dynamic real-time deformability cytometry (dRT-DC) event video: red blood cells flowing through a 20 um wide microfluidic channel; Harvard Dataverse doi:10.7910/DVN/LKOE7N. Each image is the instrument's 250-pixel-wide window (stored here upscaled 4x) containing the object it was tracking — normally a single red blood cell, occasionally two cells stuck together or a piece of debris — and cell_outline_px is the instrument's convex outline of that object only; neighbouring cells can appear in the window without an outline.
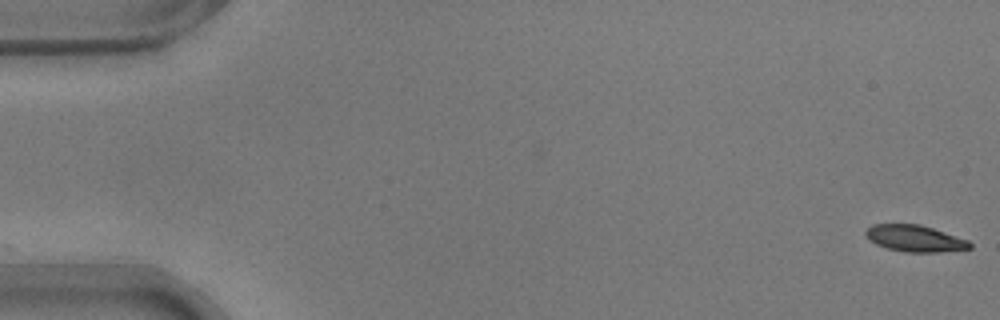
{"species": "common noctule bat (a hibernating species)", "species_latin": "Nyctalus noctula", "temperature_condition": "warm", "stored_images_in_passage": 40, "camera_frame_rate_fps": 3000, "um_per_image_px": 0.085, "animal": {"sex": "male", "body_mass_g": 17.9}, "frame": {"image": 1, "passage_image": 1, "time_ms": 0.0, "image_size_px": [1000, 320], "cell_outline_px": [[972, 248], [940, 252], [904, 252], [888, 248], [876, 244], [868, 240], [864, 232], [872, 224], [920, 224], [968, 240], [972, 244]], "centroid_in_image_um": [77.74, 20.27], "position_along_channel_um": 7.3, "area_um2": 16.07}}
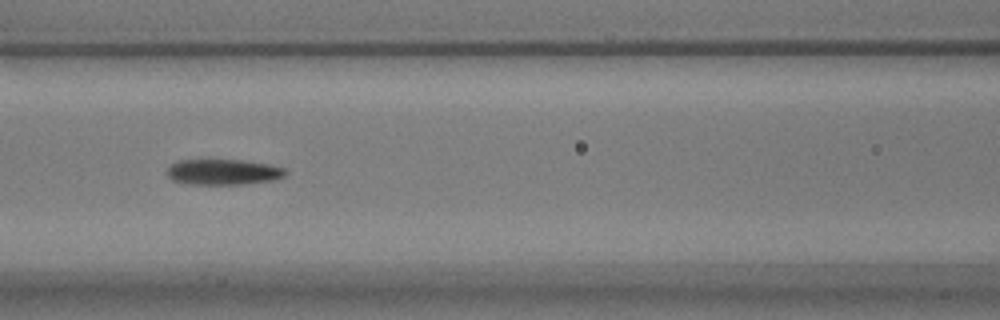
{"frame": {"image": 2, "passage_image": 24, "time_ms": 7.667, "image_size_px": [1000, 320], "cell_outline_px": [[288, 172], [284, 176], [272, 180], [244, 184], [188, 184], [172, 180], [164, 172], [168, 164], [176, 160], [240, 160], [268, 164], [284, 168]], "centroid_in_image_um": [18.89, 14.61], "position_along_channel_um": 147.7, "area_um2": 17.86}}
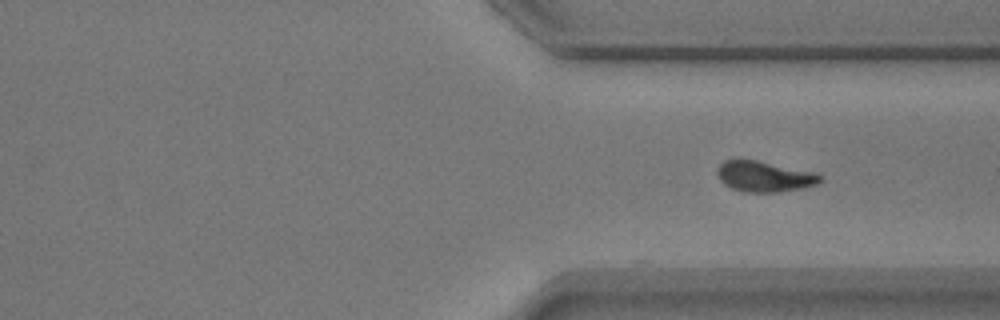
{"frame": {"image": 3, "passage_image": 40, "time_ms": 13.0, "image_size_px": [1000, 320], "cell_outline_px": [[824, 176], [816, 184], [800, 188], [776, 192], [744, 192], [732, 188], [724, 184], [716, 176], [716, 168], [724, 160], [732, 156], [740, 156], [812, 172]], "centroid_in_image_um": [64.84, 14.95], "position_along_channel_um": 346.6, "area_um2": 18.84}}